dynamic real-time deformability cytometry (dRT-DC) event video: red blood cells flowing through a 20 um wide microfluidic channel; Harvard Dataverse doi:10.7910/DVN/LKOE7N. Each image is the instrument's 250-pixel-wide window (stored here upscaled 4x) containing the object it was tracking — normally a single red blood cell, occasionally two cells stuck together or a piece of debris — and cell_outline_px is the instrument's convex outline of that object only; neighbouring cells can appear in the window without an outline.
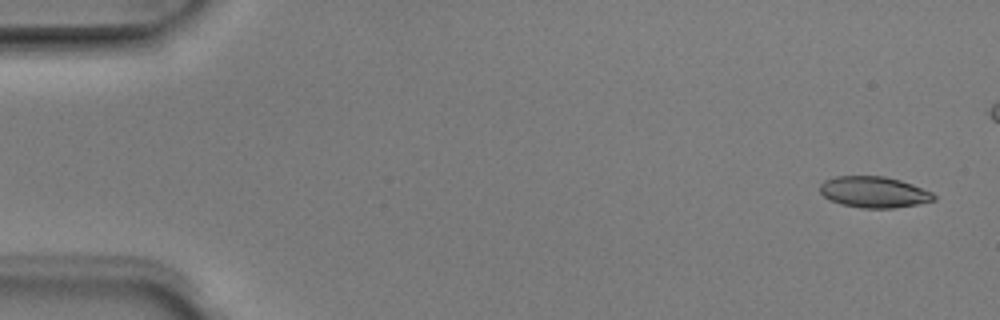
{"species": "Egyptian fruit bat (a non-hibernating species)", "species_latin": "Rousettus aegyptiacus", "temperature_condition": "room temperature", "stored_images_in_passage": 5, "camera_frame_rate_fps": 3000, "um_per_image_px": 0.085, "animal": {"sex": "male"}, "frame": {"image": 1, "passage_image": 1, "time_ms": 0.0, "image_size_px": [1000, 320], "cell_outline_px": [[936, 200], [916, 204], [892, 208], [860, 208], [840, 204], [828, 200], [820, 192], [820, 184], [824, 180], [836, 176], [884, 176], [900, 180], [912, 184], [932, 192], [936, 196]], "centroid_in_image_um": [74.26, 16.33], "position_along_channel_um": 10.7, "area_um2": 20.75}}